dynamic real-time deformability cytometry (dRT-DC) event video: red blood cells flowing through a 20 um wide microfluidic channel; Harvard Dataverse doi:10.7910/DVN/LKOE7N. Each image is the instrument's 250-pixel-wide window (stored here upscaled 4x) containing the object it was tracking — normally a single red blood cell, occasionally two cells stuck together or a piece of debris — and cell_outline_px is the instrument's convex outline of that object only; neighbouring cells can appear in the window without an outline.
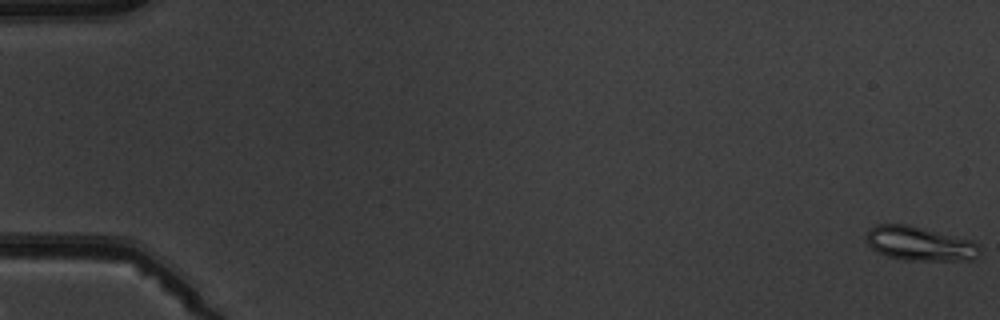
{"species": "common noctule bat (a hibernating species)", "species_latin": "Nyctalus noctula", "temperature_condition": "warm", "stored_images_in_passage": 5, "camera_frame_rate_fps": 3000, "um_per_image_px": 0.085, "animal": {"sex": "male", "body_mass_g": 19.5, "forearm_length_mm": 54.6}, "frame": {"image": 1, "passage_image": 1, "time_ms": 0.0, "image_size_px": [1000, 320], "cell_outline_px": [[980, 248], [976, 260], [904, 260], [888, 256], [876, 252], [864, 240], [864, 236], [868, 228], [876, 224], [908, 224], [972, 240], [980, 244]], "centroid_in_image_um": [78.14, 20.7], "position_along_channel_um": 6.9, "area_um2": 22.95}}
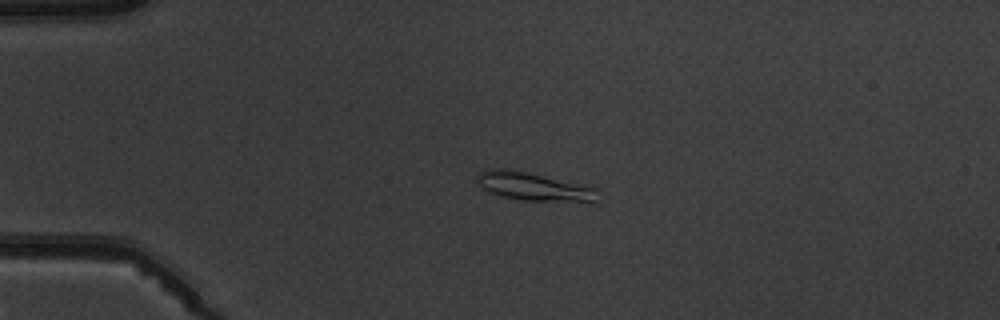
{"frame": {"image": 2, "passage_image": 5, "time_ms": 4.333, "image_size_px": [1000, 320], "cell_outline_px": [[600, 188], [596, 204], [592, 204], [524, 200], [504, 196], [488, 192], [480, 188], [476, 180], [476, 176], [480, 172], [488, 168], [504, 168], [592, 184]], "centroid_in_image_um": [45.56, 15.88], "position_along_channel_um": 39.4, "area_um2": 21.21}}